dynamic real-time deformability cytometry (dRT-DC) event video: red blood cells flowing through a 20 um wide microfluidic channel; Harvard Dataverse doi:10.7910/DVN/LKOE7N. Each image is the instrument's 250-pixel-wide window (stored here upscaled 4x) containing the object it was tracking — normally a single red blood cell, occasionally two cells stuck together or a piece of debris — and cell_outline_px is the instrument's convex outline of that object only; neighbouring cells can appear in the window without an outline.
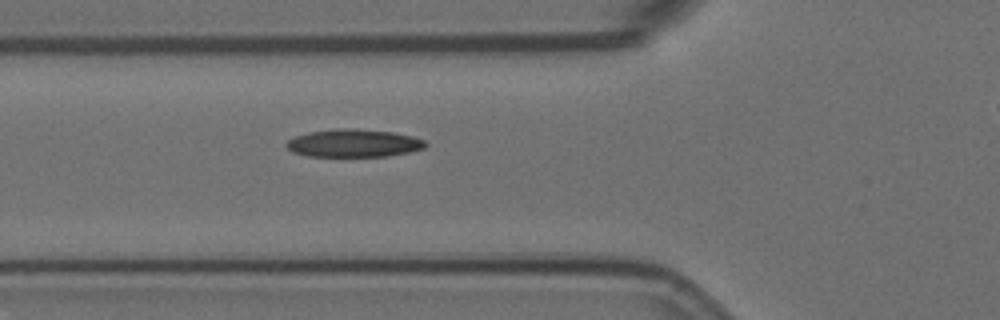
{"species": "Egyptian fruit bat (a non-hibernating species)", "species_latin": "Rousettus aegyptiacus", "temperature_condition": "room temperature", "stored_images_in_passage": 2, "camera_frame_rate_fps": 3000, "um_per_image_px": 0.085, "animal": {"sex": "female"}, "frame": {"image": 1, "passage_image": 2, "time_ms": 0.333, "image_size_px": [1000, 320], "cell_outline_px": [[428, 144], [424, 148], [408, 152], [384, 156], [308, 156], [292, 152], [284, 144], [288, 140], [296, 136], [308, 132], [340, 128], [356, 128], [392, 132], [412, 136], [424, 140]], "centroid_in_image_um": [30.04, 12.16], "position_along_channel_um": 95.8, "area_um2": 22.48}}